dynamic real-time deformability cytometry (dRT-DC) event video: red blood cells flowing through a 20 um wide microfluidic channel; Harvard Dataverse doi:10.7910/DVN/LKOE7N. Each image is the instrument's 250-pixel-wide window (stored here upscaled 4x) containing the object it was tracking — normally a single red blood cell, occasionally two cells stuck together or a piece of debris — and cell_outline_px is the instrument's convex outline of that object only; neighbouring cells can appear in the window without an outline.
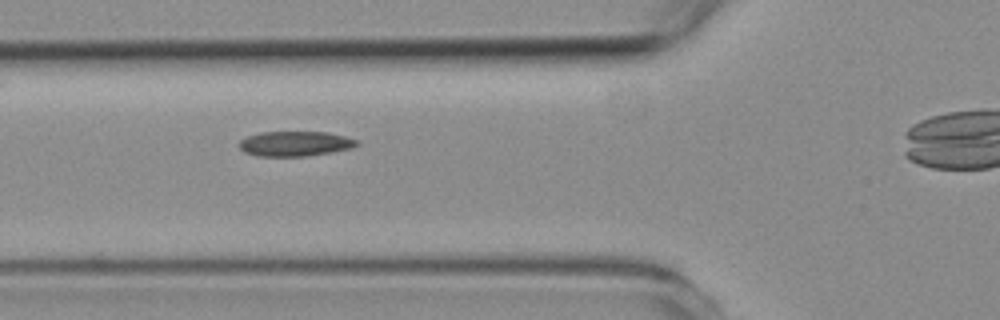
{"species": "common noctule bat (a hibernating species)", "species_latin": "Nyctalus noctula", "temperature_condition": "room temperature", "stored_images_in_passage": 4, "camera_frame_rate_fps": 3000, "um_per_image_px": 0.085, "animal": {"sex": "female", "body_mass_g": 19.3, "forearm_length_mm": 54.1}, "frame": {"image": 1, "passage_image": 3, "time_ms": 2.333, "image_size_px": [1000, 320], "cell_outline_px": [[360, 144], [352, 148], [332, 152], [304, 156], [260, 156], [244, 152], [240, 148], [240, 140], [248, 136], [260, 132], [324, 132], [344, 136], [356, 140]], "centroid_in_image_um": [25.08, 12.21], "position_along_channel_um": 100.7, "area_um2": 16.94}}
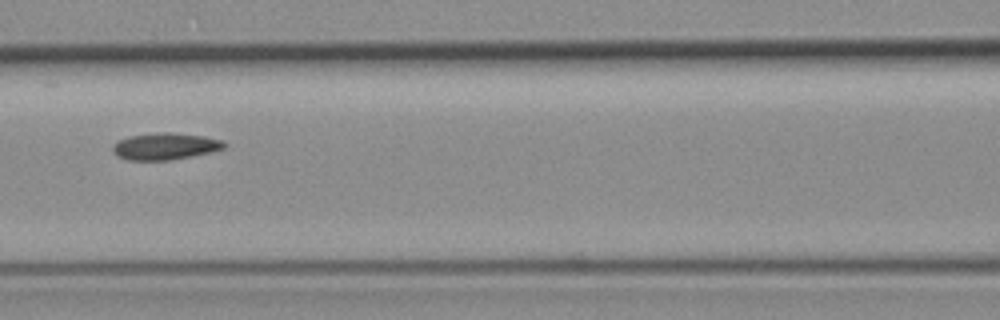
{"frame": {"image": 2, "passage_image": 4, "time_ms": 3.667, "image_size_px": [1000, 320], "cell_outline_px": [[224, 148], [212, 152], [192, 156], [168, 160], [128, 160], [120, 156], [112, 148], [112, 144], [116, 140], [128, 136], [160, 132], [168, 132], [204, 136], [224, 140]], "centroid_in_image_um": [14.04, 12.42], "position_along_channel_um": 152.6, "area_um2": 17.34}}